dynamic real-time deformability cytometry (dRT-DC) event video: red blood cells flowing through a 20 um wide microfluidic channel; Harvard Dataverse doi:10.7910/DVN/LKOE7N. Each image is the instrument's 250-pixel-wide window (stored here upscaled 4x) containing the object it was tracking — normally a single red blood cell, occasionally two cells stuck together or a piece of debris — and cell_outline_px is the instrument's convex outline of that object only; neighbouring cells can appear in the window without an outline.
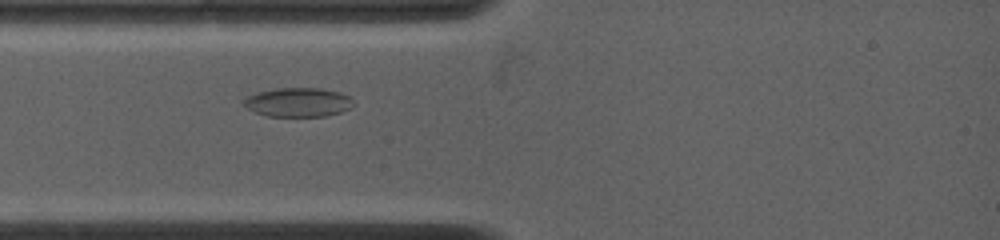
{"species": "common noctule bat (a hibernating species)", "species_latin": "Nyctalus noctula", "temperature_condition": "warm", "stored_images_in_passage": 22, "camera_frame_rate_fps": 4500, "um_per_image_px": 0.085, "animal": {"sex": "female", "body_mass_g": 19.0, "forearm_length_mm": 53.3}, "frame": {"image": 1, "passage_image": 1, "time_ms": 0.0, "image_size_px": [1000, 240], "cell_outline_px": [[356, 104], [352, 108], [328, 116], [264, 116], [248, 108], [244, 104], [244, 100], [248, 96], [260, 92], [276, 88], [320, 88], [340, 92], [348, 96]], "centroid_in_image_um": [25.4, 8.7], "position_along_channel_um": 59.6, "area_um2": 18.55}}
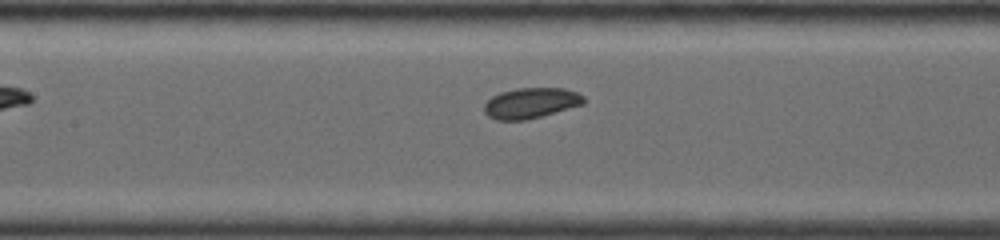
{"frame": {"image": 2, "passage_image": 12, "time_ms": 2.667, "image_size_px": [1000, 240], "cell_outline_px": [[584, 104], [528, 120], [496, 120], [488, 116], [484, 112], [484, 104], [492, 96], [500, 92], [516, 88], [564, 88], [576, 92], [584, 96]], "centroid_in_image_um": [45.11, 8.76], "position_along_channel_um": 162.3, "area_um2": 17.8}}
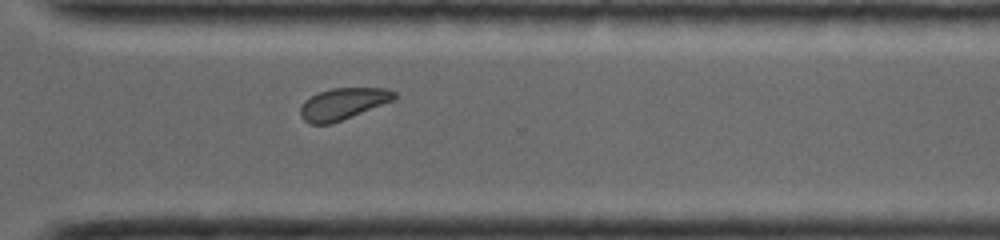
{"frame": {"image": 3, "passage_image": 22, "time_ms": 7.333, "image_size_px": [1000, 240], "cell_outline_px": [[396, 100], [332, 124], [312, 124], [304, 120], [300, 116], [300, 108], [304, 100], [320, 92], [332, 88], [388, 88], [396, 92]], "centroid_in_image_um": [29.19, 8.82], "position_along_channel_um": 341.4, "area_um2": 17.46}}